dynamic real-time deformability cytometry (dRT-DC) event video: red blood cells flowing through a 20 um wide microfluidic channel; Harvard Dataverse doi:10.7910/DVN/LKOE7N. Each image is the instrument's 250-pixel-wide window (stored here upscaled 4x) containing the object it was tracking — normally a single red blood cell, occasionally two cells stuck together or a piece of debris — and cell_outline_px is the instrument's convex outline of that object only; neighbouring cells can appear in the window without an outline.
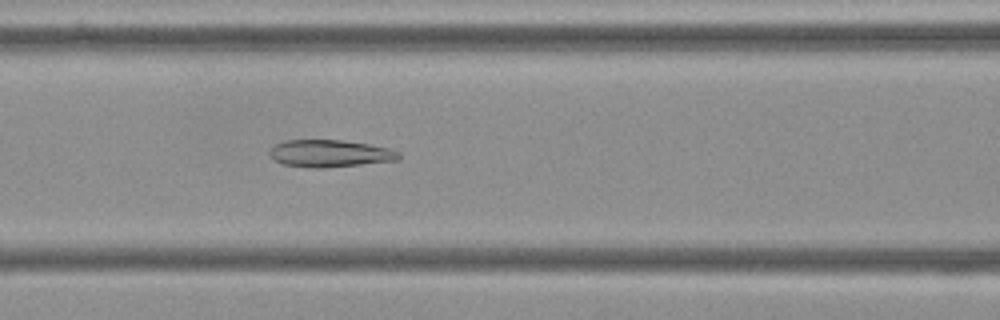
{"species": "Egyptian fruit bat (a non-hibernating species)", "species_latin": "Rousettus aegyptiacus", "temperature_condition": "cold", "stored_images_in_passage": 42, "camera_frame_rate_fps": 3000, "um_per_image_px": 0.085, "frame": {"image": 1, "passage_image": 17, "time_ms": 5.333, "image_size_px": [1000, 320], "cell_outline_px": [[400, 156], [396, 160], [324, 168], [312, 168], [284, 164], [276, 160], [268, 152], [276, 144], [284, 140], [344, 140], [368, 144], [388, 148], [400, 152]], "centroid_in_image_um": [28.04, 13.04], "position_along_channel_um": 138.6, "area_um2": 20.23}}
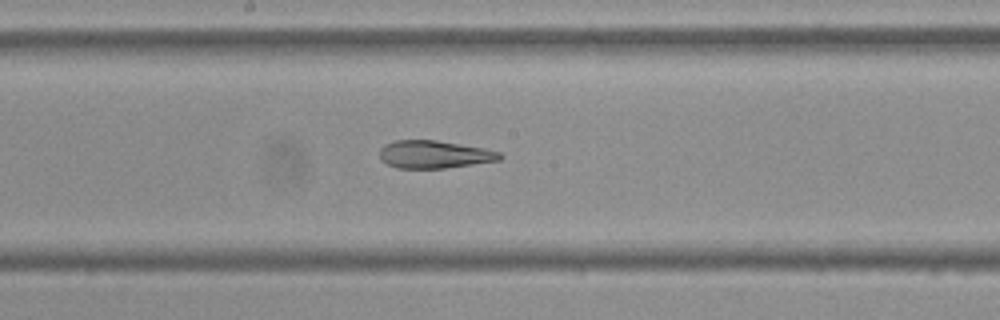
{"frame": {"image": 2, "passage_image": 23, "time_ms": 7.333, "image_size_px": [1000, 320], "cell_outline_px": [[504, 156], [500, 160], [444, 168], [396, 168], [380, 160], [380, 148], [384, 144], [396, 140], [436, 140], [484, 148], [500, 152]], "centroid_in_image_um": [36.9, 13.12], "position_along_channel_um": 211.3, "area_um2": 19.42}}
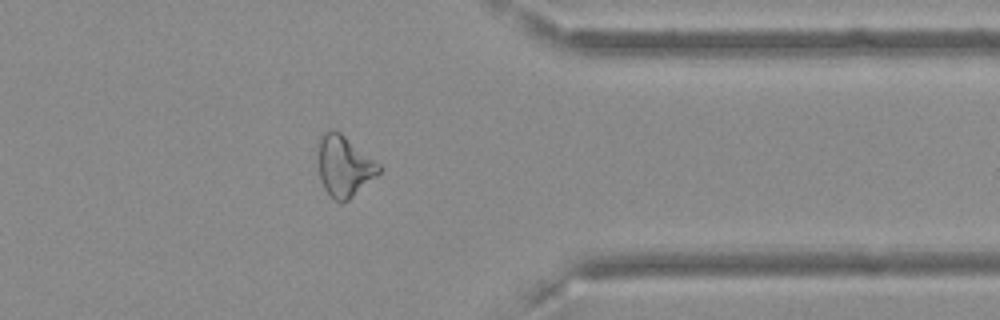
{"frame": {"image": 3, "passage_image": 38, "time_ms": 12.333, "image_size_px": [1000, 320], "cell_outline_px": [[380, 172], [376, 176], [348, 200], [340, 204], [324, 188], [320, 180], [316, 144], [320, 136], [328, 128], [332, 128], [340, 132], [380, 164]], "centroid_in_image_um": [29.21, 14.08], "position_along_channel_um": 382.2, "area_um2": 21.73}}